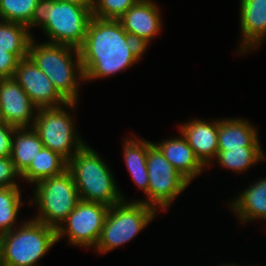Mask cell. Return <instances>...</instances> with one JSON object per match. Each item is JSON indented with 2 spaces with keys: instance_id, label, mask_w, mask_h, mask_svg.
<instances>
[{
  "instance_id": "cell-6",
  "label": "cell",
  "mask_w": 266,
  "mask_h": 266,
  "mask_svg": "<svg viewBox=\"0 0 266 266\" xmlns=\"http://www.w3.org/2000/svg\"><path fill=\"white\" fill-rule=\"evenodd\" d=\"M33 194L29 205L35 204L39 210L32 219L56 230L81 201L68 169L60 175L36 183Z\"/></svg>"
},
{
  "instance_id": "cell-11",
  "label": "cell",
  "mask_w": 266,
  "mask_h": 266,
  "mask_svg": "<svg viewBox=\"0 0 266 266\" xmlns=\"http://www.w3.org/2000/svg\"><path fill=\"white\" fill-rule=\"evenodd\" d=\"M13 78L38 109L64 105L75 110L77 102H67L29 56L19 60Z\"/></svg>"
},
{
  "instance_id": "cell-8",
  "label": "cell",
  "mask_w": 266,
  "mask_h": 266,
  "mask_svg": "<svg viewBox=\"0 0 266 266\" xmlns=\"http://www.w3.org/2000/svg\"><path fill=\"white\" fill-rule=\"evenodd\" d=\"M71 117L63 106L40 108L33 124L44 147L59 153L67 161L86 144L78 136Z\"/></svg>"
},
{
  "instance_id": "cell-28",
  "label": "cell",
  "mask_w": 266,
  "mask_h": 266,
  "mask_svg": "<svg viewBox=\"0 0 266 266\" xmlns=\"http://www.w3.org/2000/svg\"><path fill=\"white\" fill-rule=\"evenodd\" d=\"M14 130L15 127L0 121V157H11Z\"/></svg>"
},
{
  "instance_id": "cell-33",
  "label": "cell",
  "mask_w": 266,
  "mask_h": 266,
  "mask_svg": "<svg viewBox=\"0 0 266 266\" xmlns=\"http://www.w3.org/2000/svg\"><path fill=\"white\" fill-rule=\"evenodd\" d=\"M0 121H3V120H2V112H1V108H0Z\"/></svg>"
},
{
  "instance_id": "cell-29",
  "label": "cell",
  "mask_w": 266,
  "mask_h": 266,
  "mask_svg": "<svg viewBox=\"0 0 266 266\" xmlns=\"http://www.w3.org/2000/svg\"><path fill=\"white\" fill-rule=\"evenodd\" d=\"M19 59L5 50H0V79L14 76Z\"/></svg>"
},
{
  "instance_id": "cell-2",
  "label": "cell",
  "mask_w": 266,
  "mask_h": 266,
  "mask_svg": "<svg viewBox=\"0 0 266 266\" xmlns=\"http://www.w3.org/2000/svg\"><path fill=\"white\" fill-rule=\"evenodd\" d=\"M92 17V5L38 0L27 27L30 32L31 27L40 26L49 38L47 43L79 48L83 44Z\"/></svg>"
},
{
  "instance_id": "cell-1",
  "label": "cell",
  "mask_w": 266,
  "mask_h": 266,
  "mask_svg": "<svg viewBox=\"0 0 266 266\" xmlns=\"http://www.w3.org/2000/svg\"><path fill=\"white\" fill-rule=\"evenodd\" d=\"M84 81L110 77L136 64L145 49L123 28L119 19L92 17L78 48Z\"/></svg>"
},
{
  "instance_id": "cell-4",
  "label": "cell",
  "mask_w": 266,
  "mask_h": 266,
  "mask_svg": "<svg viewBox=\"0 0 266 266\" xmlns=\"http://www.w3.org/2000/svg\"><path fill=\"white\" fill-rule=\"evenodd\" d=\"M28 56L67 102H77L80 97L79 81H84L78 48L47 42L35 44V38H32Z\"/></svg>"
},
{
  "instance_id": "cell-18",
  "label": "cell",
  "mask_w": 266,
  "mask_h": 266,
  "mask_svg": "<svg viewBox=\"0 0 266 266\" xmlns=\"http://www.w3.org/2000/svg\"><path fill=\"white\" fill-rule=\"evenodd\" d=\"M229 203L242 224L258 218L266 220V177L259 178Z\"/></svg>"
},
{
  "instance_id": "cell-5",
  "label": "cell",
  "mask_w": 266,
  "mask_h": 266,
  "mask_svg": "<svg viewBox=\"0 0 266 266\" xmlns=\"http://www.w3.org/2000/svg\"><path fill=\"white\" fill-rule=\"evenodd\" d=\"M21 224L0 237L4 266H38L57 242L56 229L32 218Z\"/></svg>"
},
{
  "instance_id": "cell-23",
  "label": "cell",
  "mask_w": 266,
  "mask_h": 266,
  "mask_svg": "<svg viewBox=\"0 0 266 266\" xmlns=\"http://www.w3.org/2000/svg\"><path fill=\"white\" fill-rule=\"evenodd\" d=\"M265 158L261 146H246L241 149L218 150L215 161L217 160L222 168L243 173Z\"/></svg>"
},
{
  "instance_id": "cell-7",
  "label": "cell",
  "mask_w": 266,
  "mask_h": 266,
  "mask_svg": "<svg viewBox=\"0 0 266 266\" xmlns=\"http://www.w3.org/2000/svg\"><path fill=\"white\" fill-rule=\"evenodd\" d=\"M157 210L140 200L122 201L109 207L96 252H107L133 240L157 215Z\"/></svg>"
},
{
  "instance_id": "cell-3",
  "label": "cell",
  "mask_w": 266,
  "mask_h": 266,
  "mask_svg": "<svg viewBox=\"0 0 266 266\" xmlns=\"http://www.w3.org/2000/svg\"><path fill=\"white\" fill-rule=\"evenodd\" d=\"M67 169L73 176L82 201L108 207L126 201L108 164L87 144L72 156Z\"/></svg>"
},
{
  "instance_id": "cell-10",
  "label": "cell",
  "mask_w": 266,
  "mask_h": 266,
  "mask_svg": "<svg viewBox=\"0 0 266 266\" xmlns=\"http://www.w3.org/2000/svg\"><path fill=\"white\" fill-rule=\"evenodd\" d=\"M108 211L104 204L81 200L56 230L57 242L65 235L71 245L95 248Z\"/></svg>"
},
{
  "instance_id": "cell-13",
  "label": "cell",
  "mask_w": 266,
  "mask_h": 266,
  "mask_svg": "<svg viewBox=\"0 0 266 266\" xmlns=\"http://www.w3.org/2000/svg\"><path fill=\"white\" fill-rule=\"evenodd\" d=\"M160 16V8L154 1L138 0L119 20L124 30L147 50L163 27Z\"/></svg>"
},
{
  "instance_id": "cell-14",
  "label": "cell",
  "mask_w": 266,
  "mask_h": 266,
  "mask_svg": "<svg viewBox=\"0 0 266 266\" xmlns=\"http://www.w3.org/2000/svg\"><path fill=\"white\" fill-rule=\"evenodd\" d=\"M218 121L209 122L195 118L179 126L180 133L206 168L218 155Z\"/></svg>"
},
{
  "instance_id": "cell-17",
  "label": "cell",
  "mask_w": 266,
  "mask_h": 266,
  "mask_svg": "<svg viewBox=\"0 0 266 266\" xmlns=\"http://www.w3.org/2000/svg\"><path fill=\"white\" fill-rule=\"evenodd\" d=\"M253 123L242 118H225L218 121V150L261 146Z\"/></svg>"
},
{
  "instance_id": "cell-32",
  "label": "cell",
  "mask_w": 266,
  "mask_h": 266,
  "mask_svg": "<svg viewBox=\"0 0 266 266\" xmlns=\"http://www.w3.org/2000/svg\"><path fill=\"white\" fill-rule=\"evenodd\" d=\"M222 266H238V265L230 263L229 265L227 264V265H222ZM239 266H241V265H239Z\"/></svg>"
},
{
  "instance_id": "cell-30",
  "label": "cell",
  "mask_w": 266,
  "mask_h": 266,
  "mask_svg": "<svg viewBox=\"0 0 266 266\" xmlns=\"http://www.w3.org/2000/svg\"><path fill=\"white\" fill-rule=\"evenodd\" d=\"M62 2H71L76 4H82V5H92L93 0H57Z\"/></svg>"
},
{
  "instance_id": "cell-22",
  "label": "cell",
  "mask_w": 266,
  "mask_h": 266,
  "mask_svg": "<svg viewBox=\"0 0 266 266\" xmlns=\"http://www.w3.org/2000/svg\"><path fill=\"white\" fill-rule=\"evenodd\" d=\"M32 38L25 24L0 20V50L13 53L19 60L26 58Z\"/></svg>"
},
{
  "instance_id": "cell-27",
  "label": "cell",
  "mask_w": 266,
  "mask_h": 266,
  "mask_svg": "<svg viewBox=\"0 0 266 266\" xmlns=\"http://www.w3.org/2000/svg\"><path fill=\"white\" fill-rule=\"evenodd\" d=\"M20 178L11 157H0V188L19 186L15 178Z\"/></svg>"
},
{
  "instance_id": "cell-19",
  "label": "cell",
  "mask_w": 266,
  "mask_h": 266,
  "mask_svg": "<svg viewBox=\"0 0 266 266\" xmlns=\"http://www.w3.org/2000/svg\"><path fill=\"white\" fill-rule=\"evenodd\" d=\"M123 155L126 167L131 174L132 180L135 184L143 190L147 195V199L141 200L140 202L148 205V188H149V177L147 170V154L148 149L154 144L144 139L125 138L124 139Z\"/></svg>"
},
{
  "instance_id": "cell-20",
  "label": "cell",
  "mask_w": 266,
  "mask_h": 266,
  "mask_svg": "<svg viewBox=\"0 0 266 266\" xmlns=\"http://www.w3.org/2000/svg\"><path fill=\"white\" fill-rule=\"evenodd\" d=\"M44 147L38 133L31 128H15L12 136L11 160L21 175Z\"/></svg>"
},
{
  "instance_id": "cell-16",
  "label": "cell",
  "mask_w": 266,
  "mask_h": 266,
  "mask_svg": "<svg viewBox=\"0 0 266 266\" xmlns=\"http://www.w3.org/2000/svg\"><path fill=\"white\" fill-rule=\"evenodd\" d=\"M179 137H172L154 144L165 158L179 171L189 182L202 174L206 168L194 154L187 139L180 133Z\"/></svg>"
},
{
  "instance_id": "cell-25",
  "label": "cell",
  "mask_w": 266,
  "mask_h": 266,
  "mask_svg": "<svg viewBox=\"0 0 266 266\" xmlns=\"http://www.w3.org/2000/svg\"><path fill=\"white\" fill-rule=\"evenodd\" d=\"M38 0H0V20L26 26L31 22Z\"/></svg>"
},
{
  "instance_id": "cell-26",
  "label": "cell",
  "mask_w": 266,
  "mask_h": 266,
  "mask_svg": "<svg viewBox=\"0 0 266 266\" xmlns=\"http://www.w3.org/2000/svg\"><path fill=\"white\" fill-rule=\"evenodd\" d=\"M138 0H93L92 15L101 19H119Z\"/></svg>"
},
{
  "instance_id": "cell-12",
  "label": "cell",
  "mask_w": 266,
  "mask_h": 266,
  "mask_svg": "<svg viewBox=\"0 0 266 266\" xmlns=\"http://www.w3.org/2000/svg\"><path fill=\"white\" fill-rule=\"evenodd\" d=\"M0 108L5 123L15 128L33 127L38 108L13 77L0 79Z\"/></svg>"
},
{
  "instance_id": "cell-21",
  "label": "cell",
  "mask_w": 266,
  "mask_h": 266,
  "mask_svg": "<svg viewBox=\"0 0 266 266\" xmlns=\"http://www.w3.org/2000/svg\"><path fill=\"white\" fill-rule=\"evenodd\" d=\"M68 161L59 153L43 147L20 178L36 184L41 180L57 176L67 170Z\"/></svg>"
},
{
  "instance_id": "cell-31",
  "label": "cell",
  "mask_w": 266,
  "mask_h": 266,
  "mask_svg": "<svg viewBox=\"0 0 266 266\" xmlns=\"http://www.w3.org/2000/svg\"><path fill=\"white\" fill-rule=\"evenodd\" d=\"M0 266H4V265H3V259H2V252H1V249H0Z\"/></svg>"
},
{
  "instance_id": "cell-9",
  "label": "cell",
  "mask_w": 266,
  "mask_h": 266,
  "mask_svg": "<svg viewBox=\"0 0 266 266\" xmlns=\"http://www.w3.org/2000/svg\"><path fill=\"white\" fill-rule=\"evenodd\" d=\"M147 170L149 177L148 205L157 211H167L175 198L188 187L190 182L173 167L154 144L148 149Z\"/></svg>"
},
{
  "instance_id": "cell-24",
  "label": "cell",
  "mask_w": 266,
  "mask_h": 266,
  "mask_svg": "<svg viewBox=\"0 0 266 266\" xmlns=\"http://www.w3.org/2000/svg\"><path fill=\"white\" fill-rule=\"evenodd\" d=\"M20 186L0 188V237L15 228L22 206Z\"/></svg>"
},
{
  "instance_id": "cell-15",
  "label": "cell",
  "mask_w": 266,
  "mask_h": 266,
  "mask_svg": "<svg viewBox=\"0 0 266 266\" xmlns=\"http://www.w3.org/2000/svg\"><path fill=\"white\" fill-rule=\"evenodd\" d=\"M239 54L255 50L266 40V0H240Z\"/></svg>"
}]
</instances>
